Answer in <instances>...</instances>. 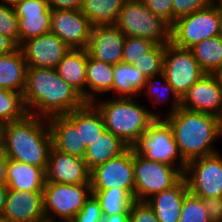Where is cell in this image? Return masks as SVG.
Masks as SVG:
<instances>
[{
    "instance_id": "obj_1",
    "label": "cell",
    "mask_w": 222,
    "mask_h": 222,
    "mask_svg": "<svg viewBox=\"0 0 222 222\" xmlns=\"http://www.w3.org/2000/svg\"><path fill=\"white\" fill-rule=\"evenodd\" d=\"M22 94L28 114L45 118L65 115L86 103L56 68L28 67Z\"/></svg>"
},
{
    "instance_id": "obj_2",
    "label": "cell",
    "mask_w": 222,
    "mask_h": 222,
    "mask_svg": "<svg viewBox=\"0 0 222 222\" xmlns=\"http://www.w3.org/2000/svg\"><path fill=\"white\" fill-rule=\"evenodd\" d=\"M0 144L8 159L37 166L46 171L53 147L47 118L27 114L20 120L1 125Z\"/></svg>"
},
{
    "instance_id": "obj_3",
    "label": "cell",
    "mask_w": 222,
    "mask_h": 222,
    "mask_svg": "<svg viewBox=\"0 0 222 222\" xmlns=\"http://www.w3.org/2000/svg\"><path fill=\"white\" fill-rule=\"evenodd\" d=\"M163 118L171 126L175 142L186 162L219 152L213 143L222 137L221 118L182 107Z\"/></svg>"
},
{
    "instance_id": "obj_4",
    "label": "cell",
    "mask_w": 222,
    "mask_h": 222,
    "mask_svg": "<svg viewBox=\"0 0 222 222\" xmlns=\"http://www.w3.org/2000/svg\"><path fill=\"white\" fill-rule=\"evenodd\" d=\"M99 98L92 103L102 114L106 130L119 137L128 147H131L157 118H163V115L148 110L135 98Z\"/></svg>"
},
{
    "instance_id": "obj_5",
    "label": "cell",
    "mask_w": 222,
    "mask_h": 222,
    "mask_svg": "<svg viewBox=\"0 0 222 222\" xmlns=\"http://www.w3.org/2000/svg\"><path fill=\"white\" fill-rule=\"evenodd\" d=\"M115 25L125 36L145 38L155 44L170 43L171 26L141 0H126Z\"/></svg>"
},
{
    "instance_id": "obj_6",
    "label": "cell",
    "mask_w": 222,
    "mask_h": 222,
    "mask_svg": "<svg viewBox=\"0 0 222 222\" xmlns=\"http://www.w3.org/2000/svg\"><path fill=\"white\" fill-rule=\"evenodd\" d=\"M133 151L150 161L177 167L183 174L187 162L182 158L171 126L164 118H157L131 146Z\"/></svg>"
},
{
    "instance_id": "obj_7",
    "label": "cell",
    "mask_w": 222,
    "mask_h": 222,
    "mask_svg": "<svg viewBox=\"0 0 222 222\" xmlns=\"http://www.w3.org/2000/svg\"><path fill=\"white\" fill-rule=\"evenodd\" d=\"M91 194L90 184L45 182L43 202L46 221H71Z\"/></svg>"
},
{
    "instance_id": "obj_8",
    "label": "cell",
    "mask_w": 222,
    "mask_h": 222,
    "mask_svg": "<svg viewBox=\"0 0 222 222\" xmlns=\"http://www.w3.org/2000/svg\"><path fill=\"white\" fill-rule=\"evenodd\" d=\"M220 8L210 3L190 15L178 18L170 29V42L180 48L190 49L197 43L219 36Z\"/></svg>"
},
{
    "instance_id": "obj_9",
    "label": "cell",
    "mask_w": 222,
    "mask_h": 222,
    "mask_svg": "<svg viewBox=\"0 0 222 222\" xmlns=\"http://www.w3.org/2000/svg\"><path fill=\"white\" fill-rule=\"evenodd\" d=\"M134 199L146 201L156 193L174 186L184 175L175 166L150 161L134 152Z\"/></svg>"
},
{
    "instance_id": "obj_10",
    "label": "cell",
    "mask_w": 222,
    "mask_h": 222,
    "mask_svg": "<svg viewBox=\"0 0 222 222\" xmlns=\"http://www.w3.org/2000/svg\"><path fill=\"white\" fill-rule=\"evenodd\" d=\"M183 175L191 194L200 198H222V155L219 152L188 161Z\"/></svg>"
},
{
    "instance_id": "obj_11",
    "label": "cell",
    "mask_w": 222,
    "mask_h": 222,
    "mask_svg": "<svg viewBox=\"0 0 222 222\" xmlns=\"http://www.w3.org/2000/svg\"><path fill=\"white\" fill-rule=\"evenodd\" d=\"M164 74L166 81L182 99L189 88L206 73L190 49L177 47L170 42L165 46Z\"/></svg>"
},
{
    "instance_id": "obj_12",
    "label": "cell",
    "mask_w": 222,
    "mask_h": 222,
    "mask_svg": "<svg viewBox=\"0 0 222 222\" xmlns=\"http://www.w3.org/2000/svg\"><path fill=\"white\" fill-rule=\"evenodd\" d=\"M134 151L129 147L119 157L109 160L91 170L92 189H134Z\"/></svg>"
},
{
    "instance_id": "obj_13",
    "label": "cell",
    "mask_w": 222,
    "mask_h": 222,
    "mask_svg": "<svg viewBox=\"0 0 222 222\" xmlns=\"http://www.w3.org/2000/svg\"><path fill=\"white\" fill-rule=\"evenodd\" d=\"M93 25L80 10H52L50 31L70 49H86Z\"/></svg>"
},
{
    "instance_id": "obj_14",
    "label": "cell",
    "mask_w": 222,
    "mask_h": 222,
    "mask_svg": "<svg viewBox=\"0 0 222 222\" xmlns=\"http://www.w3.org/2000/svg\"><path fill=\"white\" fill-rule=\"evenodd\" d=\"M28 67L56 68L70 48L51 31L20 46Z\"/></svg>"
},
{
    "instance_id": "obj_15",
    "label": "cell",
    "mask_w": 222,
    "mask_h": 222,
    "mask_svg": "<svg viewBox=\"0 0 222 222\" xmlns=\"http://www.w3.org/2000/svg\"><path fill=\"white\" fill-rule=\"evenodd\" d=\"M181 107L222 119V89L213 74H204L181 99Z\"/></svg>"
},
{
    "instance_id": "obj_16",
    "label": "cell",
    "mask_w": 222,
    "mask_h": 222,
    "mask_svg": "<svg viewBox=\"0 0 222 222\" xmlns=\"http://www.w3.org/2000/svg\"><path fill=\"white\" fill-rule=\"evenodd\" d=\"M13 6L19 20V47L50 31L52 10L47 0H21Z\"/></svg>"
},
{
    "instance_id": "obj_17",
    "label": "cell",
    "mask_w": 222,
    "mask_h": 222,
    "mask_svg": "<svg viewBox=\"0 0 222 222\" xmlns=\"http://www.w3.org/2000/svg\"><path fill=\"white\" fill-rule=\"evenodd\" d=\"M46 182L63 184H90L91 171L83 158L51 148Z\"/></svg>"
},
{
    "instance_id": "obj_18",
    "label": "cell",
    "mask_w": 222,
    "mask_h": 222,
    "mask_svg": "<svg viewBox=\"0 0 222 222\" xmlns=\"http://www.w3.org/2000/svg\"><path fill=\"white\" fill-rule=\"evenodd\" d=\"M125 38L116 25L93 26L86 50L94 59L117 65L122 62Z\"/></svg>"
},
{
    "instance_id": "obj_19",
    "label": "cell",
    "mask_w": 222,
    "mask_h": 222,
    "mask_svg": "<svg viewBox=\"0 0 222 222\" xmlns=\"http://www.w3.org/2000/svg\"><path fill=\"white\" fill-rule=\"evenodd\" d=\"M2 218L11 222H45L43 191L8 190Z\"/></svg>"
},
{
    "instance_id": "obj_20",
    "label": "cell",
    "mask_w": 222,
    "mask_h": 222,
    "mask_svg": "<svg viewBox=\"0 0 222 222\" xmlns=\"http://www.w3.org/2000/svg\"><path fill=\"white\" fill-rule=\"evenodd\" d=\"M189 193L183 176L174 186L154 194L146 203L154 210L159 222H179L185 196Z\"/></svg>"
},
{
    "instance_id": "obj_21",
    "label": "cell",
    "mask_w": 222,
    "mask_h": 222,
    "mask_svg": "<svg viewBox=\"0 0 222 222\" xmlns=\"http://www.w3.org/2000/svg\"><path fill=\"white\" fill-rule=\"evenodd\" d=\"M6 179L8 190L43 191L46 173L43 168L8 159Z\"/></svg>"
},
{
    "instance_id": "obj_22",
    "label": "cell",
    "mask_w": 222,
    "mask_h": 222,
    "mask_svg": "<svg viewBox=\"0 0 222 222\" xmlns=\"http://www.w3.org/2000/svg\"><path fill=\"white\" fill-rule=\"evenodd\" d=\"M80 129L81 147H88L106 130L103 116L92 102L64 115Z\"/></svg>"
},
{
    "instance_id": "obj_23",
    "label": "cell",
    "mask_w": 222,
    "mask_h": 222,
    "mask_svg": "<svg viewBox=\"0 0 222 222\" xmlns=\"http://www.w3.org/2000/svg\"><path fill=\"white\" fill-rule=\"evenodd\" d=\"M47 120L53 147L58 151L84 158L87 147H81L80 129H77L64 115L52 116Z\"/></svg>"
},
{
    "instance_id": "obj_24",
    "label": "cell",
    "mask_w": 222,
    "mask_h": 222,
    "mask_svg": "<svg viewBox=\"0 0 222 222\" xmlns=\"http://www.w3.org/2000/svg\"><path fill=\"white\" fill-rule=\"evenodd\" d=\"M88 52L86 49H70L57 64L59 76L73 87L86 101V69Z\"/></svg>"
},
{
    "instance_id": "obj_25",
    "label": "cell",
    "mask_w": 222,
    "mask_h": 222,
    "mask_svg": "<svg viewBox=\"0 0 222 222\" xmlns=\"http://www.w3.org/2000/svg\"><path fill=\"white\" fill-rule=\"evenodd\" d=\"M113 71L114 65L99 61L88 55L86 69V102H93L101 95L113 93Z\"/></svg>"
},
{
    "instance_id": "obj_26",
    "label": "cell",
    "mask_w": 222,
    "mask_h": 222,
    "mask_svg": "<svg viewBox=\"0 0 222 222\" xmlns=\"http://www.w3.org/2000/svg\"><path fill=\"white\" fill-rule=\"evenodd\" d=\"M27 68L20 47L9 54L0 55V88L23 93Z\"/></svg>"
},
{
    "instance_id": "obj_27",
    "label": "cell",
    "mask_w": 222,
    "mask_h": 222,
    "mask_svg": "<svg viewBox=\"0 0 222 222\" xmlns=\"http://www.w3.org/2000/svg\"><path fill=\"white\" fill-rule=\"evenodd\" d=\"M128 148L119 137L105 130L100 137L86 148L83 159L91 171L95 167L119 157Z\"/></svg>"
},
{
    "instance_id": "obj_28",
    "label": "cell",
    "mask_w": 222,
    "mask_h": 222,
    "mask_svg": "<svg viewBox=\"0 0 222 222\" xmlns=\"http://www.w3.org/2000/svg\"><path fill=\"white\" fill-rule=\"evenodd\" d=\"M113 94L116 98H136L147 81L134 65L119 63L114 65Z\"/></svg>"
},
{
    "instance_id": "obj_29",
    "label": "cell",
    "mask_w": 222,
    "mask_h": 222,
    "mask_svg": "<svg viewBox=\"0 0 222 222\" xmlns=\"http://www.w3.org/2000/svg\"><path fill=\"white\" fill-rule=\"evenodd\" d=\"M99 201L103 216L130 214L134 199V189H92Z\"/></svg>"
},
{
    "instance_id": "obj_30",
    "label": "cell",
    "mask_w": 222,
    "mask_h": 222,
    "mask_svg": "<svg viewBox=\"0 0 222 222\" xmlns=\"http://www.w3.org/2000/svg\"><path fill=\"white\" fill-rule=\"evenodd\" d=\"M126 0H83L80 11L93 26L115 25Z\"/></svg>"
},
{
    "instance_id": "obj_31",
    "label": "cell",
    "mask_w": 222,
    "mask_h": 222,
    "mask_svg": "<svg viewBox=\"0 0 222 222\" xmlns=\"http://www.w3.org/2000/svg\"><path fill=\"white\" fill-rule=\"evenodd\" d=\"M146 93L147 99H150L151 103L155 104H163L168 103L170 98L172 99L170 104L169 112L166 115L176 112L181 108V98L179 95L173 90L172 85L166 81V77L164 73L153 75L149 77L144 84V87L141 93Z\"/></svg>"
},
{
    "instance_id": "obj_32",
    "label": "cell",
    "mask_w": 222,
    "mask_h": 222,
    "mask_svg": "<svg viewBox=\"0 0 222 222\" xmlns=\"http://www.w3.org/2000/svg\"><path fill=\"white\" fill-rule=\"evenodd\" d=\"M205 73L212 74L222 65V37L214 36L190 48Z\"/></svg>"
},
{
    "instance_id": "obj_33",
    "label": "cell",
    "mask_w": 222,
    "mask_h": 222,
    "mask_svg": "<svg viewBox=\"0 0 222 222\" xmlns=\"http://www.w3.org/2000/svg\"><path fill=\"white\" fill-rule=\"evenodd\" d=\"M27 114L22 93L0 88V126L20 120Z\"/></svg>"
},
{
    "instance_id": "obj_34",
    "label": "cell",
    "mask_w": 222,
    "mask_h": 222,
    "mask_svg": "<svg viewBox=\"0 0 222 222\" xmlns=\"http://www.w3.org/2000/svg\"><path fill=\"white\" fill-rule=\"evenodd\" d=\"M165 46L166 44H156L133 64L147 79L164 73Z\"/></svg>"
},
{
    "instance_id": "obj_35",
    "label": "cell",
    "mask_w": 222,
    "mask_h": 222,
    "mask_svg": "<svg viewBox=\"0 0 222 222\" xmlns=\"http://www.w3.org/2000/svg\"><path fill=\"white\" fill-rule=\"evenodd\" d=\"M179 222H212L207 214L202 198L190 192L185 196Z\"/></svg>"
},
{
    "instance_id": "obj_36",
    "label": "cell",
    "mask_w": 222,
    "mask_h": 222,
    "mask_svg": "<svg viewBox=\"0 0 222 222\" xmlns=\"http://www.w3.org/2000/svg\"><path fill=\"white\" fill-rule=\"evenodd\" d=\"M156 44L141 37L126 36L122 52V63L133 65Z\"/></svg>"
},
{
    "instance_id": "obj_37",
    "label": "cell",
    "mask_w": 222,
    "mask_h": 222,
    "mask_svg": "<svg viewBox=\"0 0 222 222\" xmlns=\"http://www.w3.org/2000/svg\"><path fill=\"white\" fill-rule=\"evenodd\" d=\"M0 34L11 38L19 46V20L13 5L0 0Z\"/></svg>"
},
{
    "instance_id": "obj_38",
    "label": "cell",
    "mask_w": 222,
    "mask_h": 222,
    "mask_svg": "<svg viewBox=\"0 0 222 222\" xmlns=\"http://www.w3.org/2000/svg\"><path fill=\"white\" fill-rule=\"evenodd\" d=\"M104 218L99 201L91 194L85 201L80 212H78L72 222H102Z\"/></svg>"
},
{
    "instance_id": "obj_39",
    "label": "cell",
    "mask_w": 222,
    "mask_h": 222,
    "mask_svg": "<svg viewBox=\"0 0 222 222\" xmlns=\"http://www.w3.org/2000/svg\"><path fill=\"white\" fill-rule=\"evenodd\" d=\"M210 3L212 0H172L173 23L180 17L207 7Z\"/></svg>"
},
{
    "instance_id": "obj_40",
    "label": "cell",
    "mask_w": 222,
    "mask_h": 222,
    "mask_svg": "<svg viewBox=\"0 0 222 222\" xmlns=\"http://www.w3.org/2000/svg\"><path fill=\"white\" fill-rule=\"evenodd\" d=\"M131 222H159L154 210L146 201H134L130 209Z\"/></svg>"
},
{
    "instance_id": "obj_41",
    "label": "cell",
    "mask_w": 222,
    "mask_h": 222,
    "mask_svg": "<svg viewBox=\"0 0 222 222\" xmlns=\"http://www.w3.org/2000/svg\"><path fill=\"white\" fill-rule=\"evenodd\" d=\"M149 10L161 17L170 26L173 24L172 0H141Z\"/></svg>"
},
{
    "instance_id": "obj_42",
    "label": "cell",
    "mask_w": 222,
    "mask_h": 222,
    "mask_svg": "<svg viewBox=\"0 0 222 222\" xmlns=\"http://www.w3.org/2000/svg\"><path fill=\"white\" fill-rule=\"evenodd\" d=\"M207 214L212 222H222V198H202Z\"/></svg>"
},
{
    "instance_id": "obj_43",
    "label": "cell",
    "mask_w": 222,
    "mask_h": 222,
    "mask_svg": "<svg viewBox=\"0 0 222 222\" xmlns=\"http://www.w3.org/2000/svg\"><path fill=\"white\" fill-rule=\"evenodd\" d=\"M51 10H80L83 0H47Z\"/></svg>"
},
{
    "instance_id": "obj_44",
    "label": "cell",
    "mask_w": 222,
    "mask_h": 222,
    "mask_svg": "<svg viewBox=\"0 0 222 222\" xmlns=\"http://www.w3.org/2000/svg\"><path fill=\"white\" fill-rule=\"evenodd\" d=\"M18 48L19 46L11 38L0 34V55L9 54Z\"/></svg>"
},
{
    "instance_id": "obj_45",
    "label": "cell",
    "mask_w": 222,
    "mask_h": 222,
    "mask_svg": "<svg viewBox=\"0 0 222 222\" xmlns=\"http://www.w3.org/2000/svg\"><path fill=\"white\" fill-rule=\"evenodd\" d=\"M7 160L8 158L4 153L3 147L0 144V186L7 185V179H6Z\"/></svg>"
},
{
    "instance_id": "obj_46",
    "label": "cell",
    "mask_w": 222,
    "mask_h": 222,
    "mask_svg": "<svg viewBox=\"0 0 222 222\" xmlns=\"http://www.w3.org/2000/svg\"><path fill=\"white\" fill-rule=\"evenodd\" d=\"M130 220V214H114L110 216H104L102 222H128Z\"/></svg>"
},
{
    "instance_id": "obj_47",
    "label": "cell",
    "mask_w": 222,
    "mask_h": 222,
    "mask_svg": "<svg viewBox=\"0 0 222 222\" xmlns=\"http://www.w3.org/2000/svg\"><path fill=\"white\" fill-rule=\"evenodd\" d=\"M7 193H8V187L0 186V217H2L3 215V211L6 204Z\"/></svg>"
},
{
    "instance_id": "obj_48",
    "label": "cell",
    "mask_w": 222,
    "mask_h": 222,
    "mask_svg": "<svg viewBox=\"0 0 222 222\" xmlns=\"http://www.w3.org/2000/svg\"><path fill=\"white\" fill-rule=\"evenodd\" d=\"M212 74L214 75V77L216 78L218 82V85L222 89V65Z\"/></svg>"
},
{
    "instance_id": "obj_49",
    "label": "cell",
    "mask_w": 222,
    "mask_h": 222,
    "mask_svg": "<svg viewBox=\"0 0 222 222\" xmlns=\"http://www.w3.org/2000/svg\"><path fill=\"white\" fill-rule=\"evenodd\" d=\"M219 36L222 37V9H220Z\"/></svg>"
},
{
    "instance_id": "obj_50",
    "label": "cell",
    "mask_w": 222,
    "mask_h": 222,
    "mask_svg": "<svg viewBox=\"0 0 222 222\" xmlns=\"http://www.w3.org/2000/svg\"><path fill=\"white\" fill-rule=\"evenodd\" d=\"M212 3L222 9V0H212Z\"/></svg>"
},
{
    "instance_id": "obj_51",
    "label": "cell",
    "mask_w": 222,
    "mask_h": 222,
    "mask_svg": "<svg viewBox=\"0 0 222 222\" xmlns=\"http://www.w3.org/2000/svg\"><path fill=\"white\" fill-rule=\"evenodd\" d=\"M3 1L6 2L7 4L15 5L17 2H19L21 0H3Z\"/></svg>"
},
{
    "instance_id": "obj_52",
    "label": "cell",
    "mask_w": 222,
    "mask_h": 222,
    "mask_svg": "<svg viewBox=\"0 0 222 222\" xmlns=\"http://www.w3.org/2000/svg\"><path fill=\"white\" fill-rule=\"evenodd\" d=\"M0 222H11V221L3 219L2 217H0Z\"/></svg>"
}]
</instances>
